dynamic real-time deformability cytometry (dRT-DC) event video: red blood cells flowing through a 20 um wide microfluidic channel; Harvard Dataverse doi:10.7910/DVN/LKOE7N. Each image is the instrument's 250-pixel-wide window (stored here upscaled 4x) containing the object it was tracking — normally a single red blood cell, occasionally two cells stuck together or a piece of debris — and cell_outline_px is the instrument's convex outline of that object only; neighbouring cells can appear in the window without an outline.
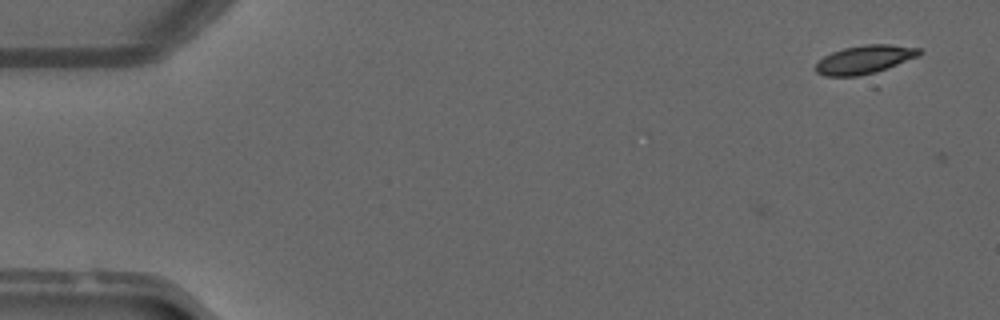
{"species": "common noctule bat (a hibernating species)", "species_latin": "Nyctalus noctula", "temperature_condition": "warm", "stored_images_in_passage": 2, "camera_frame_rate_fps": 3000, "um_per_image_px": 0.085, "animal": {"sex": "male", "forearm_length_mm": 52.5}, "frame": {"image": 1, "passage_image": 1, "time_ms": 0.0, "image_size_px": [1000, 320], "cell_outline_px": [[924, 52], [916, 56], [868, 76], [824, 76], [816, 72], [816, 64], [824, 56], [832, 52], [844, 48], [864, 44], [892, 44], [920, 48]], "centroid_in_image_um": [73.49, 5.06], "position_along_channel_um": 11.5, "area_um2": 17.22}}